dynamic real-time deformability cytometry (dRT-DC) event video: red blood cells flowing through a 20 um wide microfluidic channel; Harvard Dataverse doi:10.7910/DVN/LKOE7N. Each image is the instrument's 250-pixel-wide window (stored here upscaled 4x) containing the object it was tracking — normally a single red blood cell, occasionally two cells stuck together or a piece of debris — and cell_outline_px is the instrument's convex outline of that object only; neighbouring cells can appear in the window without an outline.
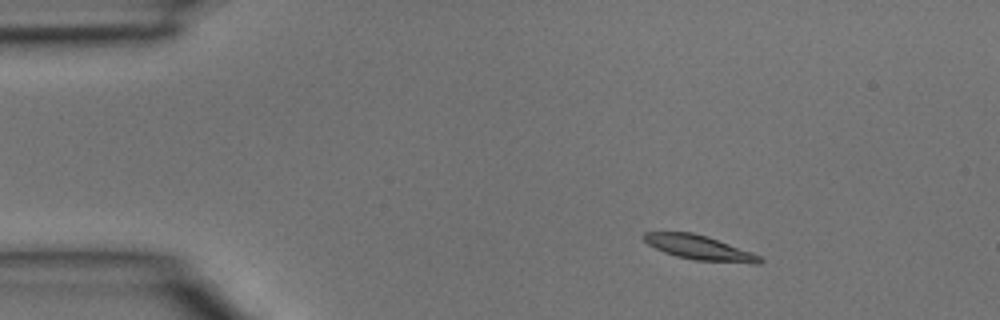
{"species": "common noctule bat (a hibernating species)", "species_latin": "Nyctalus noctula", "temperature_condition": "room temperature", "stored_images_in_passage": 4, "camera_frame_rate_fps": 3000, "um_per_image_px": 0.085, "animal": {"sex": "male", "body_mass_g": 15.6}, "frame": {"image": 1, "passage_image": 1, "time_ms": 0.0, "image_size_px": [1000, 320], "cell_outline_px": [[764, 260], [760, 264], [752, 264], [692, 260], [676, 256], [664, 252], [648, 244], [640, 236], [644, 232], [692, 232], [708, 236], [752, 252], [760, 256]], "centroid_in_image_um": [59.47, 21.06], "position_along_channel_um": 25.5, "area_um2": 16.82}}
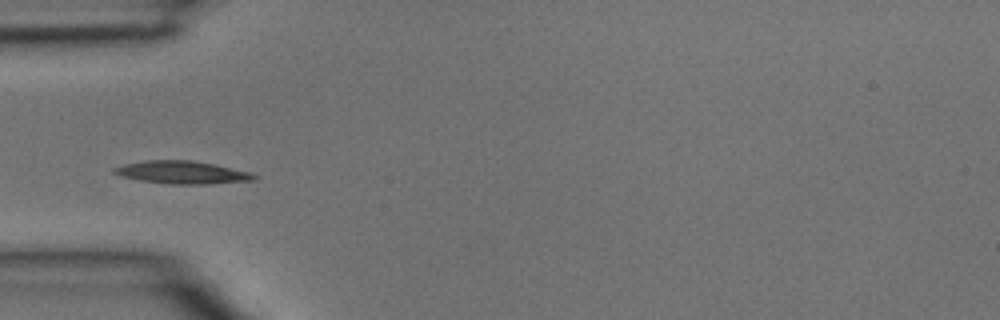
{"frame": {"image": 2, "passage_image": 3, "time_ms": 0.667, "image_size_px": [1000, 320], "cell_outline_px": [[260, 176], [256, 180], [208, 184], [168, 184], [140, 180], [120, 176], [112, 172], [112, 168], [124, 164], [144, 160], [188, 160], [212, 164], [248, 172]], "centroid_in_image_um": [15.44, 14.66], "position_along_channel_um": 69.6, "area_um2": 18.5}}